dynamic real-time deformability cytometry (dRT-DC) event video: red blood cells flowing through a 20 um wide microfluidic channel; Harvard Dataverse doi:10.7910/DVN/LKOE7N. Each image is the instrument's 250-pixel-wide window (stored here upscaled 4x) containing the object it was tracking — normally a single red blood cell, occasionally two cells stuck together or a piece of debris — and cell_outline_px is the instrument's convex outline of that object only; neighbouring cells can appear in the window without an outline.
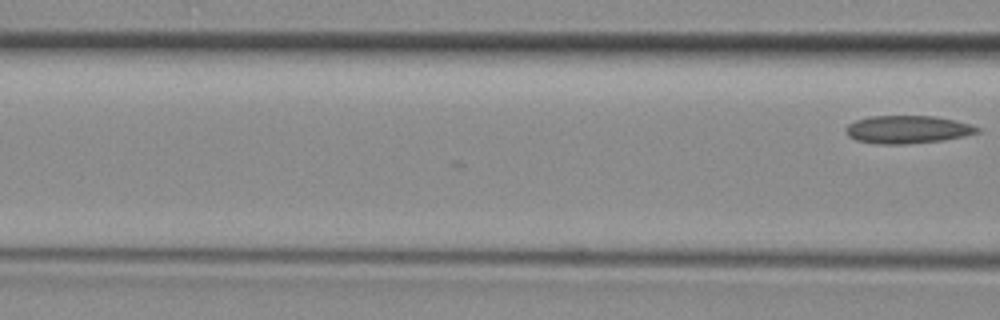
{"species": "common noctule bat (a hibernating species)", "species_latin": "Nyctalus noctula", "temperature_condition": "room temperature", "stored_images_in_passage": 3, "camera_frame_rate_fps": 3000, "um_per_image_px": 0.085, "animal": {"sex": "female", "body_mass_g": 29.2, "forearm_length_mm": 56.3}, "frame": {"image": 1, "passage_image": 3, "time_ms": 0.667, "image_size_px": [1000, 320], "cell_outline_px": [[980, 132], [964, 136], [944, 140], [904, 144], [880, 144], [856, 140], [848, 136], [844, 128], [848, 124], [856, 120], [868, 116], [936, 116], [956, 120], [972, 124], [980, 128]], "centroid_in_image_um": [77.15, 11.0], "position_along_channel_um": 89.4, "area_um2": 21.5}}